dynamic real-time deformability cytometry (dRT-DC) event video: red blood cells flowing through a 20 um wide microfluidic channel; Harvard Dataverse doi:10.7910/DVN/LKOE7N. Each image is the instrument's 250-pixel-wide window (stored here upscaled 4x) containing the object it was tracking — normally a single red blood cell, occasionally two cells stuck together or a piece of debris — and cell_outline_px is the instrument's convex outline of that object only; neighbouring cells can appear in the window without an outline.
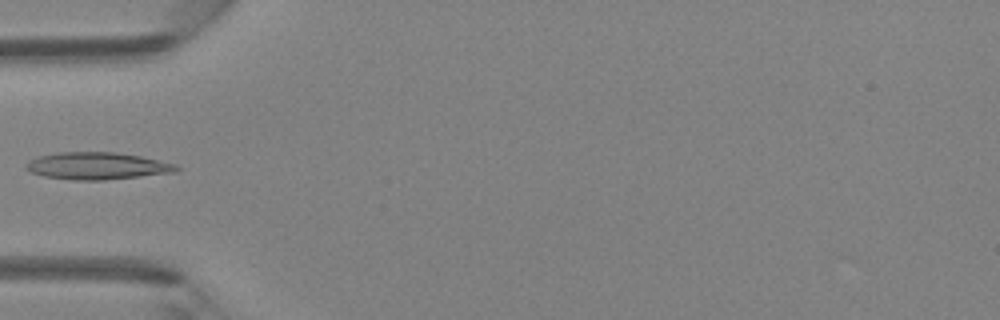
{"species": "Egyptian fruit bat (a non-hibernating species)", "species_latin": "Rousettus aegyptiacus", "temperature_condition": "room temperature", "stored_images_in_passage": 5, "camera_frame_rate_fps": 3000, "um_per_image_px": 0.085, "animal": {"sex": "female"}, "frame": {"image": 1, "passage_image": 5, "time_ms": 4.667, "image_size_px": [1000, 320], "cell_outline_px": [[180, 168], [176, 172], [104, 180], [72, 180], [44, 176], [32, 172], [24, 168], [24, 164], [28, 160], [36, 156], [60, 152], [116, 152], [140, 156], [176, 164]], "centroid_in_image_um": [8.22, 14.1], "position_along_channel_um": 76.8, "area_um2": 23.87}}